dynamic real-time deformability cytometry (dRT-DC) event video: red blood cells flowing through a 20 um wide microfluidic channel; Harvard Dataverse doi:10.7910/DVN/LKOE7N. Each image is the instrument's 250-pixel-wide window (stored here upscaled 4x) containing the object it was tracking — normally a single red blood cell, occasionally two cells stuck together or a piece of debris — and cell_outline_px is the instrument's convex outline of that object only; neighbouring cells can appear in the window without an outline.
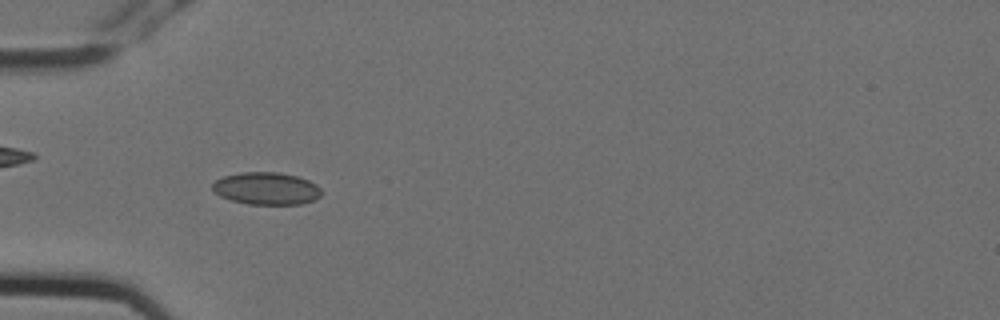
{"species": "Egyptian fruit bat (a non-hibernating species)", "species_latin": "Rousettus aegyptiacus", "temperature_condition": "cold", "stored_images_in_passage": 9, "camera_frame_rate_fps": 3000, "um_per_image_px": 0.085, "animal": {"sex": "female"}, "frame": {"image": 1, "passage_image": 6, "time_ms": 1.667, "image_size_px": [1000, 320], "cell_outline_px": [[320, 196], [312, 200], [300, 204], [248, 204], [232, 200], [220, 196], [212, 188], [212, 184], [216, 180], [224, 176], [240, 172], [280, 172], [296, 176], [308, 180], [316, 184], [320, 188]], "centroid_in_image_um": [22.63, 16.01], "position_along_channel_um": 62.4, "area_um2": 20.4}}
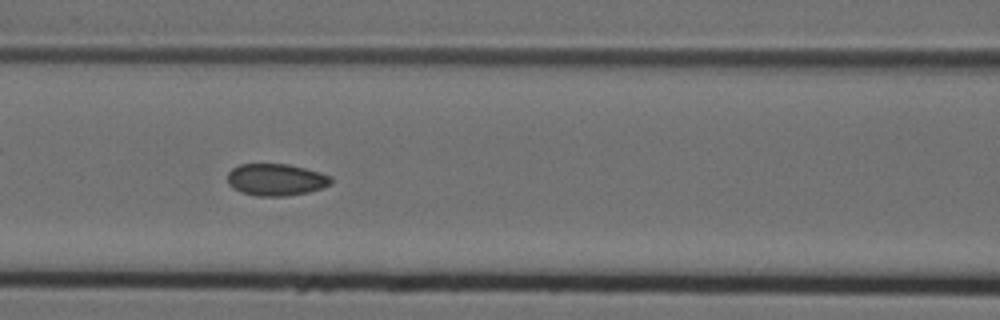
{"frame": {"image": 2, "passage_image": 8, "time_ms": 2.333, "image_size_px": [1000, 320], "cell_outline_px": [[332, 184], [308, 192], [284, 196], [256, 196], [240, 192], [232, 188], [228, 184], [228, 172], [232, 168], [240, 164], [288, 164], [320, 172], [332, 176]], "centroid_in_image_um": [23.45, 15.27], "position_along_channel_um": 143.2, "area_um2": 19.36}}
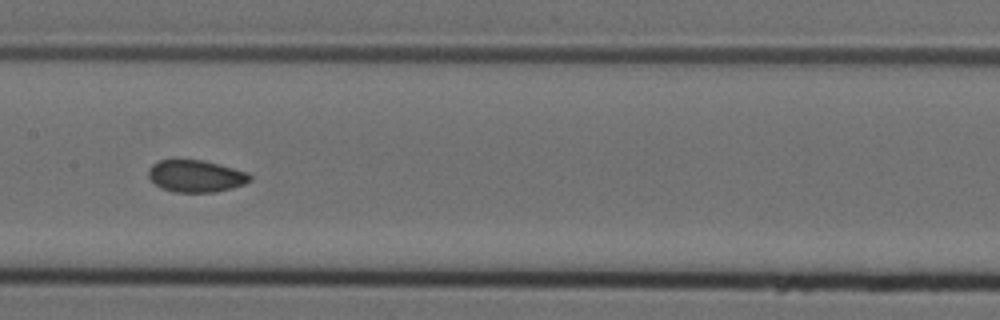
{"frame": {"image": 3, "passage_image": 9, "time_ms": 2.667, "image_size_px": [1000, 320], "cell_outline_px": [[252, 180], [244, 184], [232, 188], [216, 192], [176, 192], [160, 188], [148, 176], [148, 168], [152, 164], [160, 160], [204, 160], [220, 164], [248, 172], [252, 176]], "centroid_in_image_um": [16.67, 14.96], "position_along_channel_um": 190.7, "area_um2": 19.07}}